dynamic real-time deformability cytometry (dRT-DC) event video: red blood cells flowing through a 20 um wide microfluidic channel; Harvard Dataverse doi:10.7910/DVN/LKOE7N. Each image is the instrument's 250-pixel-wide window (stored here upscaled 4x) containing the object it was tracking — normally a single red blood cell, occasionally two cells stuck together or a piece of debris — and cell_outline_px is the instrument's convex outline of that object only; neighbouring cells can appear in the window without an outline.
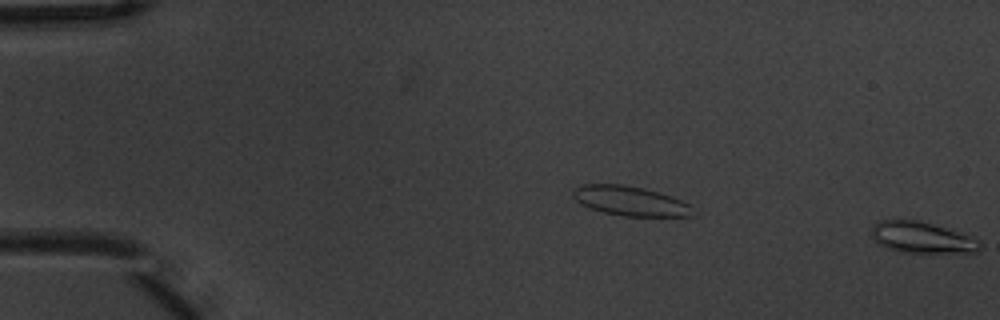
{"species": "common noctule bat (a hibernating species)", "species_latin": "Nyctalus noctula", "temperature_condition": "warm", "stored_images_in_passage": 2, "segment_of_instrument_passage": [2, 2], "camera_frame_rate_fps": 3000, "um_per_image_px": 0.085, "animal": {"sex": "male", "body_mass_g": 20.1, "forearm_length_mm": 53.5}, "frame": {"image": 1, "passage_image": 2, "time_ms": 0.333, "image_size_px": [1000, 320], "cell_outline_px": [[984, 244], [976, 252], [900, 252], [876, 244], [872, 236], [872, 224], [880, 220], [916, 220], [932, 224], [968, 236]], "centroid_in_image_um": [78.29, 20.19], "position_along_channel_um": 6.7, "area_um2": 19.36}}